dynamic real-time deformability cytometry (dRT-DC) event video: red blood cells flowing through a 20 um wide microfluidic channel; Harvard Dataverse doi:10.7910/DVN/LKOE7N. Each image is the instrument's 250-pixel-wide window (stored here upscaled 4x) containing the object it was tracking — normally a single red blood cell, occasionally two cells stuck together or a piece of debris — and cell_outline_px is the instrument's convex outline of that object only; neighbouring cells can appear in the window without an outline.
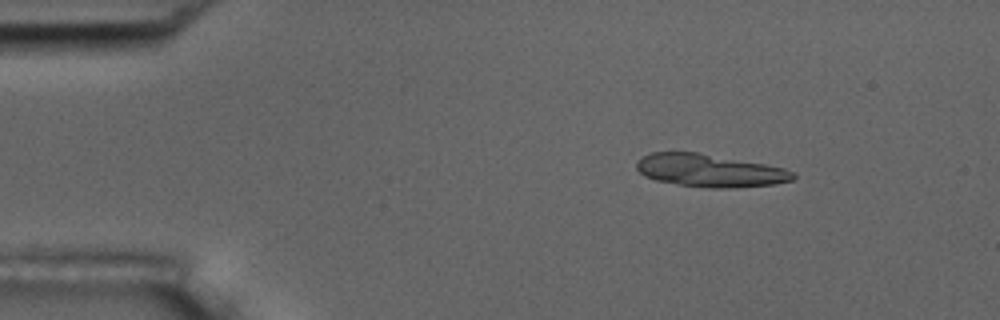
{"species": "common noctule bat (a hibernating species)", "species_latin": "Nyctalus noctula", "temperature_condition": "room temperature", "stored_images_in_passage": 13, "camera_frame_rate_fps": 3000, "um_per_image_px": 0.085, "animal": {"sex": "male", "body_mass_g": 17.5, "forearm_length_mm": 52.3}, "frame": {"image": 1, "passage_image": 1, "time_ms": 0.0, "image_size_px": [1000, 320], "cell_outline_px": [[796, 176], [792, 180], [776, 184], [736, 188], [708, 188], [680, 184], [656, 180], [644, 176], [636, 168], [636, 160], [652, 152], [696, 152], [764, 164], [784, 168], [796, 172]], "centroid_in_image_um": [60.34, 14.5], "position_along_channel_um": 24.7, "area_um2": 29.82}}
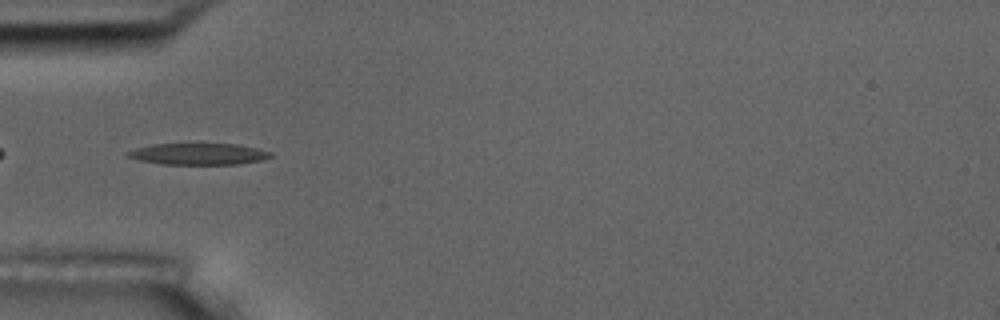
{"frame": {"image": 2, "passage_image": 3, "time_ms": 3.333, "image_size_px": [1000, 320], "cell_outline_px": [[272, 156], [264, 160], [240, 164], [160, 164], [140, 160], [128, 156], [128, 152], [136, 148], [152, 144], [240, 144], [272, 152]], "centroid_in_image_um": [16.94, 13.09], "position_along_channel_um": 68.1, "area_um2": 17.8}}
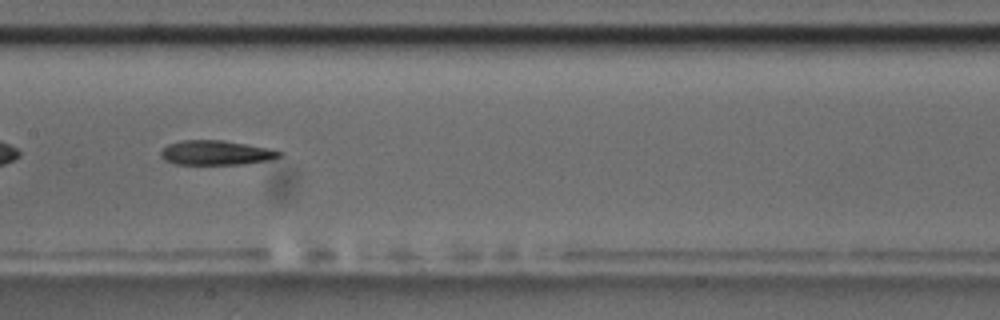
{"frame": {"image": 3, "passage_image": 6, "time_ms": 6.667, "image_size_px": [1000, 320], "cell_outline_px": [[284, 152], [280, 156], [268, 160], [244, 164], [176, 164], [164, 160], [160, 156], [160, 152], [168, 144], [180, 140], [224, 140], [268, 148]], "centroid_in_image_um": [18.34, 12.98], "position_along_channel_um": 189.1, "area_um2": 16.94}}